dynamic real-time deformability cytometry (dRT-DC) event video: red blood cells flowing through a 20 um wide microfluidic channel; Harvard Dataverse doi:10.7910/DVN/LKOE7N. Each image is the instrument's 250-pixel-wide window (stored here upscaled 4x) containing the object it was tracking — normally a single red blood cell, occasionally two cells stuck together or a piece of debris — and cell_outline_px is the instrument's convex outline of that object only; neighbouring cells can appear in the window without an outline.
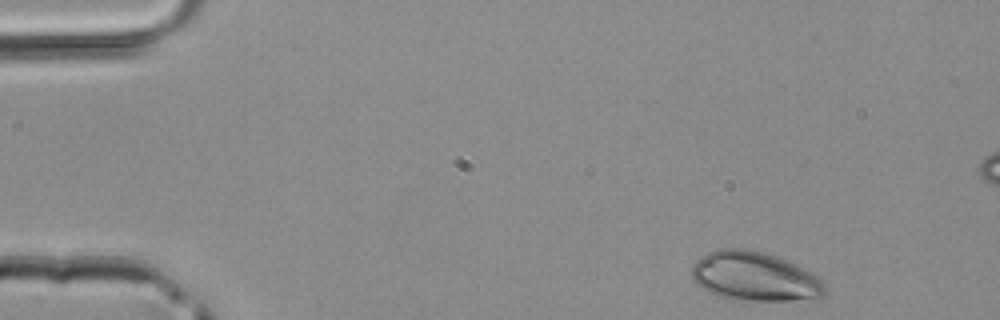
{"species": "common noctule bat (a hibernating species)", "species_latin": "Nyctalus noctula", "temperature_condition": "room temperature", "stored_images_in_passage": 42, "segment_of_instrument_passage": [1, 2], "camera_frame_rate_fps": 3000, "um_per_image_px": 0.085, "animal": {"sex": "male", "body_mass_g": 20.4}, "frame": {"image": 1, "passage_image": 1, "time_ms": 0.0, "image_size_px": [1000, 320], "cell_outline_px": [[824, 296], [792, 300], [732, 300], [720, 296], [696, 284], [692, 280], [692, 264], [696, 260], [708, 252], [720, 248], [740, 248], [764, 252], [776, 256], [804, 268], [820, 276], [824, 280]], "centroid_in_image_um": [64.14, 23.49], "position_along_channel_um": 20.9, "area_um2": 38.09}}
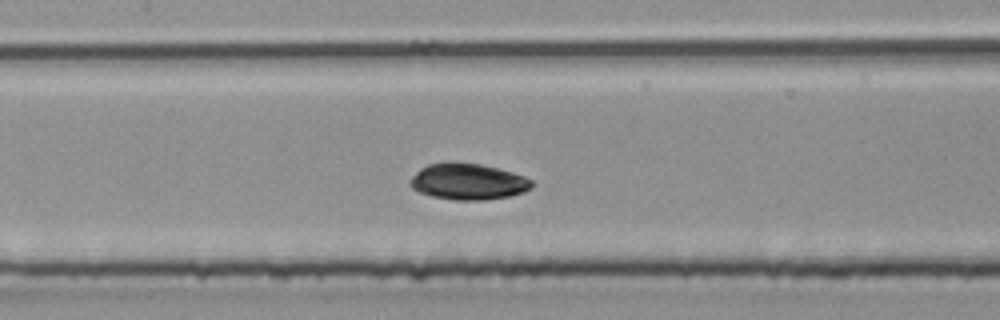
{"frame": {"image": 2, "passage_image": 17, "time_ms": 5.333, "image_size_px": [1000, 320], "cell_outline_px": [[532, 188], [524, 192], [508, 196], [484, 200], [456, 200], [432, 196], [420, 192], [412, 188], [408, 184], [412, 176], [420, 168], [428, 164], [448, 160], [452, 160], [480, 164], [512, 172], [524, 176], [532, 180]], "centroid_in_image_um": [39.75, 15.41], "position_along_channel_um": 167.6, "area_um2": 25.95}}
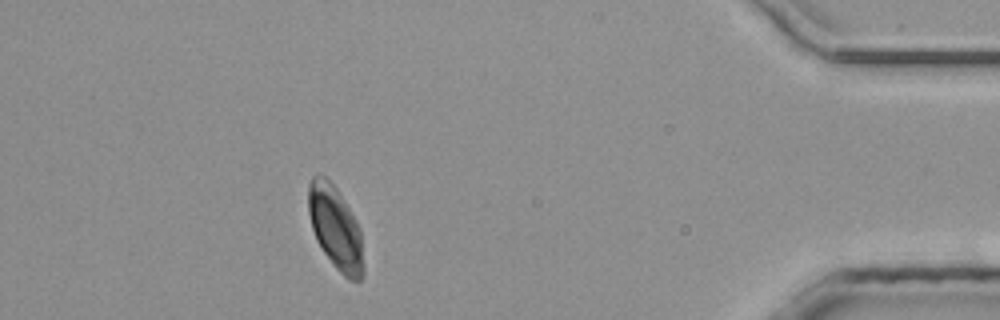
{"frame": {"image": 3, "passage_image": 36, "time_ms": 11.667, "image_size_px": [1000, 320], "cell_outline_px": [[364, 276], [360, 280], [348, 280], [336, 268], [324, 252], [316, 240], [312, 228], [308, 212], [308, 184], [312, 176], [316, 172], [324, 176], [336, 188], [356, 220], [360, 232], [364, 268]], "centroid_in_image_um": [28.5, 19.36], "position_along_channel_um": 406.7, "area_um2": 26.65}}